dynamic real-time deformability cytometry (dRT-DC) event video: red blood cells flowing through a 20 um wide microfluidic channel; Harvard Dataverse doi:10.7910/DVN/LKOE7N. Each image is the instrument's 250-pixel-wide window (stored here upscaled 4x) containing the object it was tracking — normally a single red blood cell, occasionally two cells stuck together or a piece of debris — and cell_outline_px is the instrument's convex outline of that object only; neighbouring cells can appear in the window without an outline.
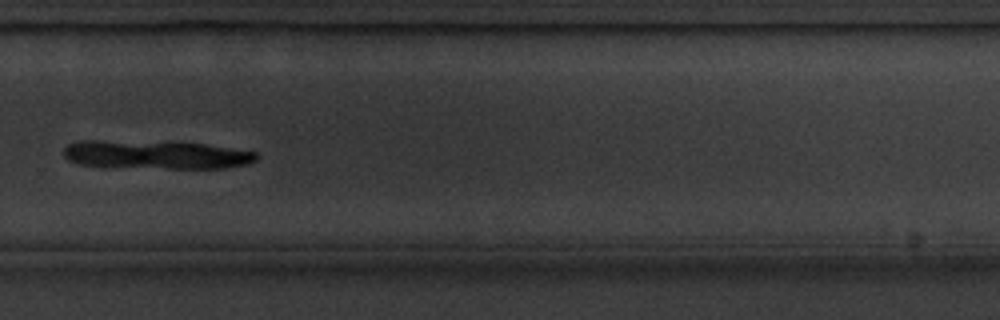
{"species": "common noctule bat (a hibernating species)", "species_latin": "Nyctalus noctula", "temperature_condition": "cold", "stored_images_in_passage": 10, "camera_frame_rate_fps": 3000, "um_per_image_px": 0.085, "animal": {"sex": "male", "body_mass_g": 20.1, "forearm_length_mm": 53.5}, "frame": {"image": 1, "passage_image": 10, "time_ms": 10.667, "image_size_px": [1000, 320], "cell_outline_px": [[260, 156], [256, 160], [248, 164], [224, 168], [168, 168], [76, 164], [68, 160], [64, 156], [64, 148], [68, 144], [80, 140], [100, 140], [204, 144], [256, 152]], "centroid_in_image_um": [13.26, 13.15], "position_along_channel_um": 316.5, "area_um2": 31.44}}